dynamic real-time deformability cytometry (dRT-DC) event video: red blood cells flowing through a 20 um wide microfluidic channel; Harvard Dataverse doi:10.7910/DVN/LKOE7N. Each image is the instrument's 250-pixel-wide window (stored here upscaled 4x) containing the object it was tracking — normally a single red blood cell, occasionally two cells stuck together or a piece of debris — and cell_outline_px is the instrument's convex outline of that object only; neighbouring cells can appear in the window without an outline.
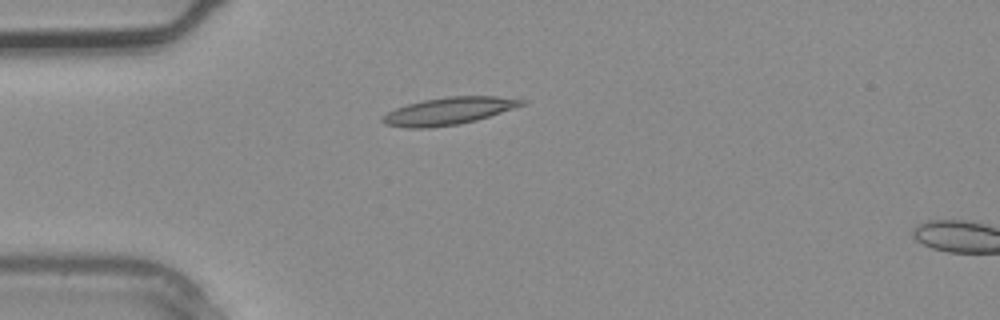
{"species": "common noctule bat (a hibernating species)", "species_latin": "Nyctalus noctula", "temperature_condition": "warm", "stored_images_in_passage": 2, "camera_frame_rate_fps": 3000, "um_per_image_px": 0.085, "animal": {"sex": "male", "body_mass_g": 20.4}, "frame": {"image": 1, "passage_image": 1, "time_ms": 0.0, "image_size_px": [1000, 320], "cell_outline_px": [[528, 100], [524, 104], [476, 120], [460, 124], [428, 128], [404, 128], [384, 124], [380, 120], [380, 116], [396, 108], [408, 104], [424, 100], [448, 96], [496, 96]], "centroid_in_image_um": [38.07, 9.44], "position_along_channel_um": 46.9, "area_um2": 22.08}}